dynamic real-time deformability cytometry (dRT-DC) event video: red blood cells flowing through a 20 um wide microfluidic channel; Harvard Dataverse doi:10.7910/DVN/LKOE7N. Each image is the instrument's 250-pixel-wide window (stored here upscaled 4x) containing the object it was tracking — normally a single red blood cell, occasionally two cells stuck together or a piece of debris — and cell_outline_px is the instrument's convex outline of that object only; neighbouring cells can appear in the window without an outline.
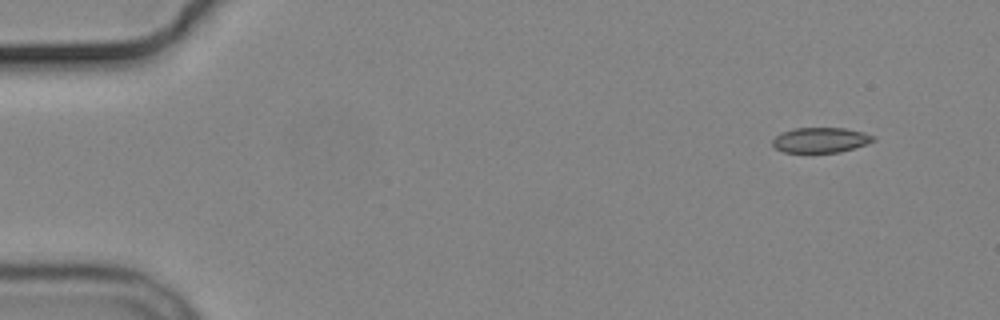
{"species": "common noctule bat (a hibernating species)", "species_latin": "Nyctalus noctula", "temperature_condition": "cold", "stored_images_in_passage": 4, "segment_of_instrument_passage": [2, 2], "camera_frame_rate_fps": 3000, "um_per_image_px": 0.085, "animal": {"sex": "male", "body_mass_g": 19.2, "forearm_length_mm": 51.8}, "frame": {"image": 1, "passage_image": 4, "time_ms": 3.333, "image_size_px": [1000, 320], "cell_outline_px": [[876, 140], [840, 152], [784, 152], [776, 148], [772, 144], [772, 140], [780, 132], [796, 128], [844, 128], [864, 132], [876, 136]], "centroid_in_image_um": [69.75, 11.89], "position_along_channel_um": 15.3, "area_um2": 14.68}}